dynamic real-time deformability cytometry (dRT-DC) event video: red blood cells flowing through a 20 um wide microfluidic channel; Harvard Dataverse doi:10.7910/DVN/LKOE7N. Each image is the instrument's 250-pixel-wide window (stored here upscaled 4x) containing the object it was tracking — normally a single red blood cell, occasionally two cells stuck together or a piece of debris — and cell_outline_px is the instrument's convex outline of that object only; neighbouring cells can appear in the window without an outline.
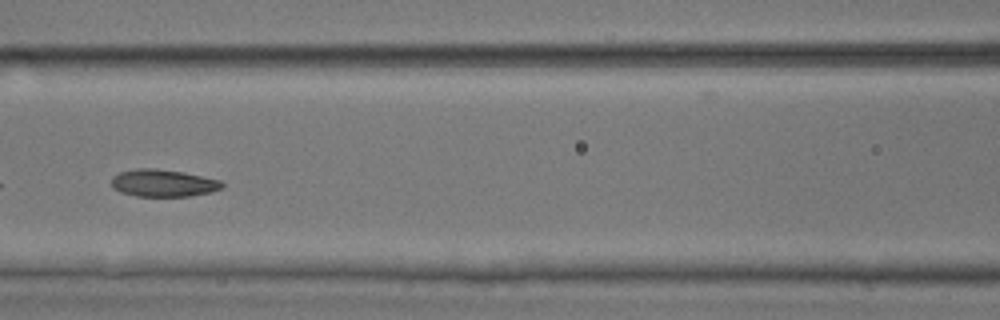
{"species": "common noctule bat (a hibernating species)", "species_latin": "Nyctalus noctula", "temperature_condition": "room temperature", "stored_images_in_passage": 40, "camera_frame_rate_fps": 3000, "um_per_image_px": 0.085, "animal": {"sex": "male", "body_mass_g": 17.9, "forearm_length_mm": 54.2}, "frame": {"image": 1, "passage_image": 23, "time_ms": 7.333, "image_size_px": [1000, 320], "cell_outline_px": [[224, 188], [212, 192], [188, 196], [136, 196], [120, 192], [112, 188], [112, 176], [120, 172], [136, 168], [156, 168], [184, 172], [220, 180], [224, 184]], "centroid_in_image_um": [13.88, 15.56], "position_along_channel_um": 152.7, "area_um2": 17.74}, "authors_computed_cell_mechanics": {"area_um2": 17.8891, "velocity_mm_per_s": 4.066, "shape_relaxation_time_tau1_ms": 2.7404, "shape_relaxation_time_tau2_ms": 1.7954, "deformation_change_tau1": 0.1021, "deformation_change_tau2": 0.0783}}